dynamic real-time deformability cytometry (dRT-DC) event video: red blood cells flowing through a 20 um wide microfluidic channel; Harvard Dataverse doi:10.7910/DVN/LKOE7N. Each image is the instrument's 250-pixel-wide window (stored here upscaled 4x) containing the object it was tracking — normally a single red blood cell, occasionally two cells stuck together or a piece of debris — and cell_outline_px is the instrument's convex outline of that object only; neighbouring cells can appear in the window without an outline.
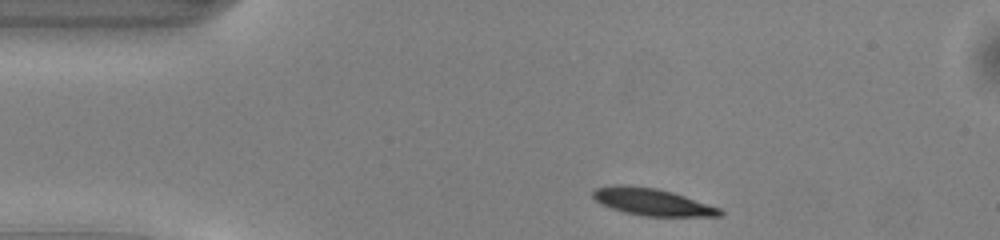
{"species": "common noctule bat (a hibernating species)", "species_latin": "Nyctalus noctula", "temperature_condition": "warm", "stored_images_in_passage": 42, "camera_frame_rate_fps": 3000, "um_per_image_px": 0.085, "animal": {"sex": "male", "body_mass_g": 13.0, "forearm_length_mm": 53.1}, "frame": {"image": 1, "passage_image": 1, "time_ms": 0.0, "image_size_px": [1000, 240], "cell_outline_px": [[724, 212], [720, 216], [644, 216], [624, 212], [600, 204], [592, 196], [592, 192], [596, 188], [612, 184], [620, 184], [656, 188], [672, 192], [720, 208]], "centroid_in_image_um": [55.39, 17.16], "position_along_channel_um": 29.6, "area_um2": 19.94}}
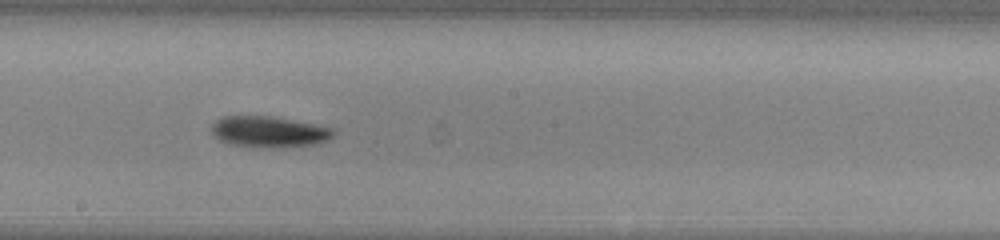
{"frame": {"image": 2, "passage_image": 19, "time_ms": 6.0, "image_size_px": [1000, 240], "cell_outline_px": [[336, 136], [320, 144], [284, 148], [248, 148], [228, 144], [220, 140], [212, 132], [212, 124], [216, 120], [224, 116], [268, 116], [312, 124], [332, 128], [336, 132]], "centroid_in_image_um": [22.89, 11.24], "position_along_channel_um": 225.3, "area_um2": 22.48}}
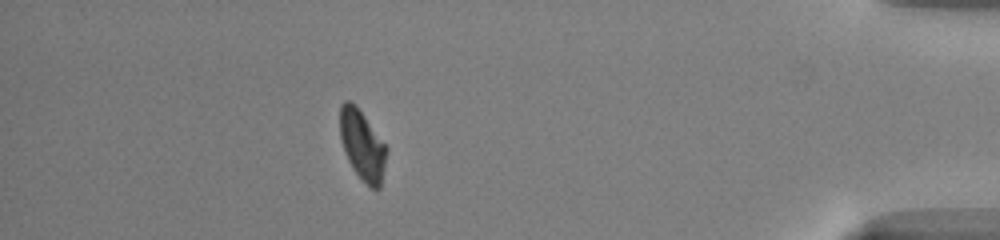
{"frame": {"image": 3, "passage_image": 36, "time_ms": 11.667, "image_size_px": [1000, 240], "cell_outline_px": [[388, 148], [380, 188], [372, 188], [352, 168], [344, 152], [340, 140], [340, 104], [344, 100], [348, 100], [356, 104]], "centroid_in_image_um": [30.78, 12.29], "position_along_channel_um": 404.4, "area_um2": 18.9}, "authors_computed_cell_mechanics": {"area_um2": 20.5768, "velocity_mm_per_s": 4.1014, "shape_relaxation_time_tau1_ms": 1.9304, "shape_relaxation_time_tau2_ms": 7.3575, "deformation_change_tau1": 0.1047, "deformation_change_tau2": 0.1435}}